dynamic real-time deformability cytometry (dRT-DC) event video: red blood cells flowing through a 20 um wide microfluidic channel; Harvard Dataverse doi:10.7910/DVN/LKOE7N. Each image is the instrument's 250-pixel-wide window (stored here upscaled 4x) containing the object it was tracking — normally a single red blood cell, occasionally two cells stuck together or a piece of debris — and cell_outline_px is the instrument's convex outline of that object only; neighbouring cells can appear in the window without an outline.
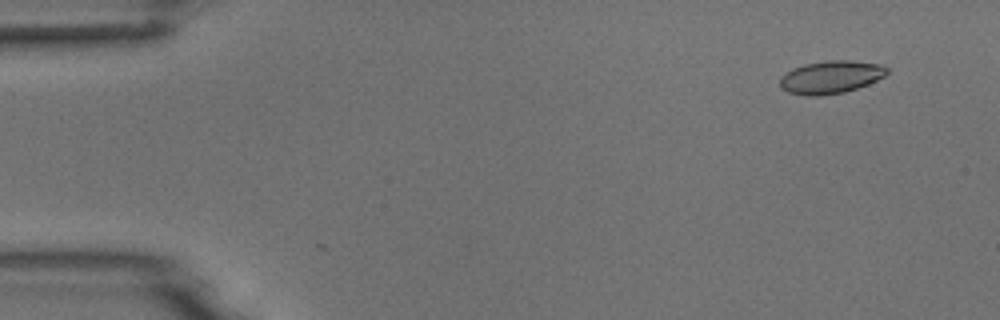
{"species": "common noctule bat (a hibernating species)", "species_latin": "Nyctalus noctula", "temperature_condition": "room temperature", "stored_images_in_passage": 5, "camera_frame_rate_fps": 3000, "um_per_image_px": 0.085, "animal": {"sex": "male", "body_mass_g": 18.8}, "frame": {"image": 1, "passage_image": 2, "time_ms": 1.0, "image_size_px": [1000, 320], "cell_outline_px": [[888, 72], [884, 76], [868, 84], [844, 92], [820, 96], [808, 96], [788, 92], [780, 88], [780, 76], [792, 68], [804, 64], [828, 60], [848, 60], [880, 64], [888, 68]], "centroid_in_image_um": [70.58, 6.55], "position_along_channel_um": 14.4, "area_um2": 20.52}}
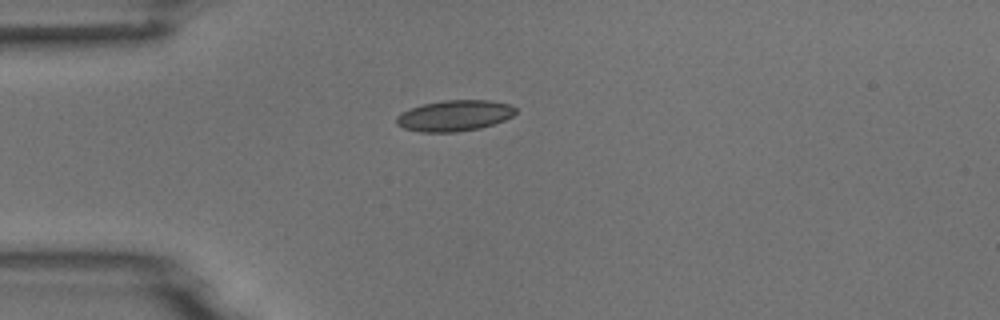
{"frame": {"image": 2, "passage_image": 5, "time_ms": 4.333, "image_size_px": [1000, 320], "cell_outline_px": [[516, 112], [512, 116], [504, 120], [480, 128], [456, 132], [420, 132], [404, 128], [396, 124], [396, 116], [400, 112], [424, 104], [444, 100], [488, 100], [508, 104], [516, 108]], "centroid_in_image_um": [38.61, 9.83], "position_along_channel_um": 46.4, "area_um2": 21.39}}